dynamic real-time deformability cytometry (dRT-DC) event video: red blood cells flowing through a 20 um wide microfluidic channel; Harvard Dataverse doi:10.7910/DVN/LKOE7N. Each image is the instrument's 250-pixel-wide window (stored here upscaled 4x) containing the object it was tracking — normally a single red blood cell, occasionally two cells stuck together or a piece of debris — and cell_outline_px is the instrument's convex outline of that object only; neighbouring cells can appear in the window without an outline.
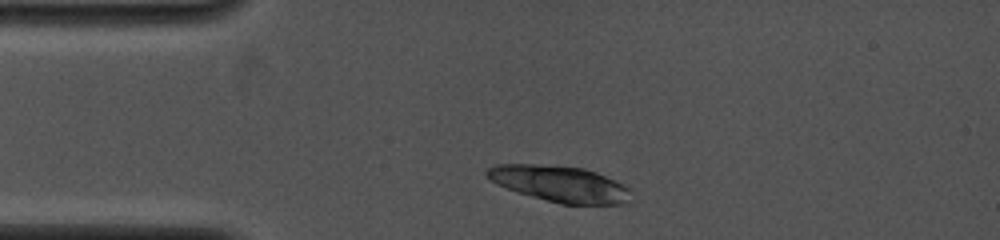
{"species": "common noctule bat (a hibernating species)", "species_latin": "Nyctalus noctula", "temperature_condition": "cold", "stored_images_in_passage": 2, "camera_frame_rate_fps": 4000, "um_per_image_px": 0.085, "animal": {"sex": "female", "body_mass_g": 19.0, "forearm_length_mm": 53.3}, "frame": {"image": 1, "passage_image": 1, "time_ms": 0.0, "image_size_px": [1000, 240], "cell_outline_px": [[628, 188], [624, 204], [560, 204], [516, 192], [496, 184], [484, 172], [488, 168], [496, 164], [536, 164], [584, 168], [596, 172]], "centroid_in_image_um": [47.48, 15.62], "position_along_channel_um": 37.5, "area_um2": 29.71}}